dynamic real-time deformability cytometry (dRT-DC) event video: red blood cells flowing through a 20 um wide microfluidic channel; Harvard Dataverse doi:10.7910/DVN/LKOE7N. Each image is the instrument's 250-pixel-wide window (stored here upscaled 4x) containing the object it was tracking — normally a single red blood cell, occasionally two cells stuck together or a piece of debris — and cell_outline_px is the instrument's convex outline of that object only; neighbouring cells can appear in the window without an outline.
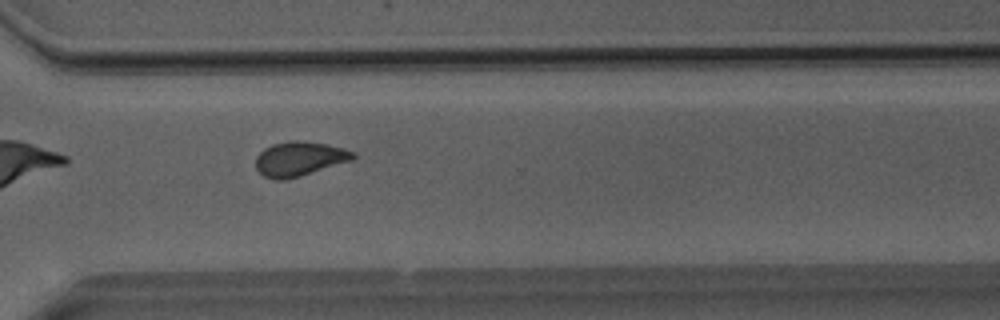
{"species": "Egyptian fruit bat (a non-hibernating species)", "species_latin": "Rousettus aegyptiacus", "temperature_condition": "room temperature", "stored_images_in_passage": 11, "camera_frame_rate_fps": 3000, "um_per_image_px": 0.085, "animal": {"sex": "male"}, "frame": {"image": 1, "passage_image": 10, "time_ms": 11.333, "image_size_px": [1000, 320], "cell_outline_px": [[356, 156], [352, 160], [300, 176], [284, 180], [276, 180], [264, 176], [256, 168], [256, 156], [264, 148], [272, 144], [292, 140], [296, 140], [328, 144], [344, 148], [352, 152]], "centroid_in_image_um": [25.43, 13.49], "position_along_channel_um": 345.2, "area_um2": 19.42}, "authors_computed_cell_mechanics": {"area_um2": 19.4208, "velocity_mm_per_s": 3.0319, "shape_relaxation_time_tau1_ms": 0.6729, "shape_relaxation_time_tau2_ms": null, "deformation_change_tau1": 0.2416, "deformation_change_tau2": null}}